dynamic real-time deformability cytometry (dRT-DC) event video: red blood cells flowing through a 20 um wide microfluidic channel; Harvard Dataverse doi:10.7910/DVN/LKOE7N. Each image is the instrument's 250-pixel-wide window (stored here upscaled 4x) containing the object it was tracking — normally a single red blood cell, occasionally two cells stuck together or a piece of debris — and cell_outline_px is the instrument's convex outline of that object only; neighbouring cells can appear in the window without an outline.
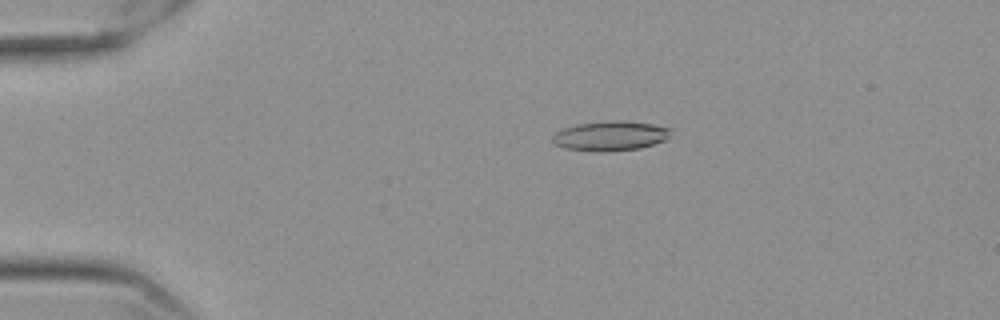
{"species": "Egyptian fruit bat (a non-hibernating species)", "species_latin": "Rousettus aegyptiacus", "temperature_condition": "cold", "stored_images_in_passage": 57, "camera_frame_rate_fps": 3000, "um_per_image_px": 0.085, "frame": {"image": 1, "passage_image": 12, "time_ms": 3.667, "image_size_px": [1000, 320], "cell_outline_px": [[672, 128], [668, 136], [664, 140], [640, 148], [604, 152], [592, 152], [564, 148], [556, 144], [552, 140], [552, 136], [556, 132], [564, 128], [576, 124], [608, 120], [624, 120], [652, 124]], "centroid_in_image_um": [51.85, 11.54], "position_along_channel_um": 33.1, "area_um2": 20.58}}
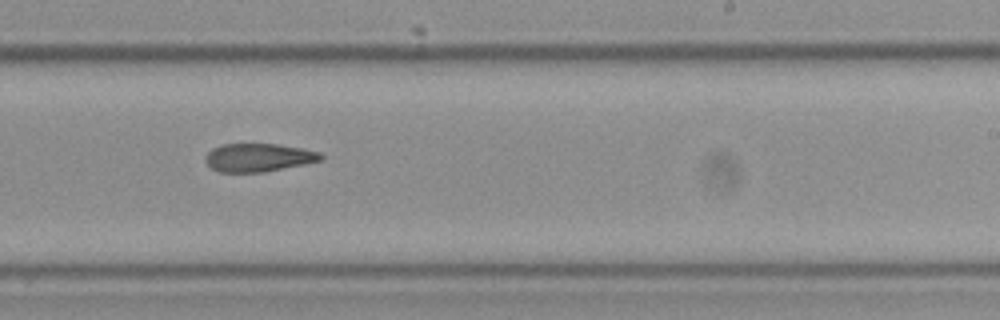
{"frame": {"image": 2, "passage_image": 36, "time_ms": 11.667, "image_size_px": [1000, 320], "cell_outline_px": [[324, 156], [320, 160], [304, 164], [264, 172], [220, 172], [212, 168], [204, 160], [204, 156], [212, 148], [220, 144], [276, 144], [300, 148], [320, 152]], "centroid_in_image_um": [21.93, 13.39], "position_along_channel_um": 267.1, "area_um2": 18.9}}
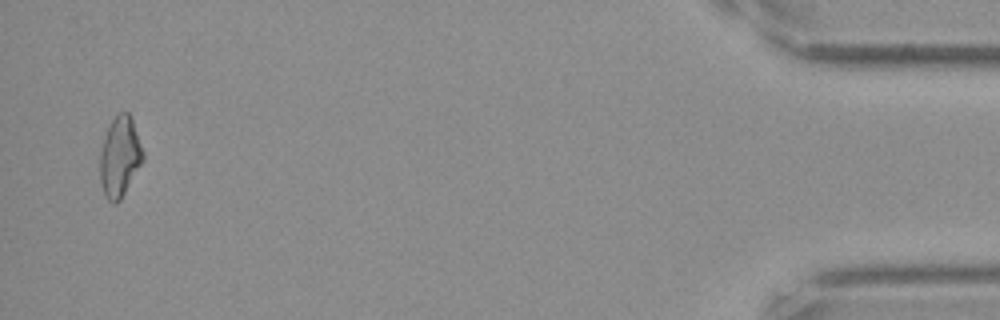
{"frame": {"image": 3, "passage_image": 56, "time_ms": 18.333, "image_size_px": [1000, 320], "cell_outline_px": [[144, 160], [120, 200], [116, 204], [112, 204], [104, 196], [100, 184], [100, 152], [104, 136], [112, 120], [120, 112], [128, 112], [132, 120], [144, 156]], "centroid_in_image_um": [10.16, 13.38], "position_along_channel_um": 425.0, "area_um2": 19.94}, "authors_computed_cell_mechanics": {"area_um2": 19.941, "velocity_mm_per_s": 3.573, "shape_relaxation_time_tau1_ms": null, "shape_relaxation_time_tau2_ms": 7.6588, "deformation_change_tau1": null, "deformation_change_tau2": 0.178}}